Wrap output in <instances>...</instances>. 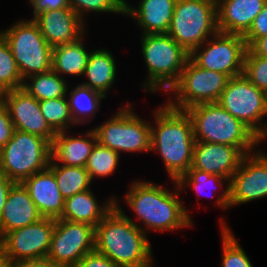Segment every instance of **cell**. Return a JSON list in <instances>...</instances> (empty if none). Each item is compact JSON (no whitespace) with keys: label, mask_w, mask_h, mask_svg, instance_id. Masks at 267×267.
I'll return each instance as SVG.
<instances>
[{"label":"cell","mask_w":267,"mask_h":267,"mask_svg":"<svg viewBox=\"0 0 267 267\" xmlns=\"http://www.w3.org/2000/svg\"><path fill=\"white\" fill-rule=\"evenodd\" d=\"M172 190L151 181L133 180L128 191L124 194V204L128 206L141 226L126 215L121 208L120 199L115 197V206L132 220L146 235L148 231L168 232L194 226L188 208L182 203L183 196L176 181H173ZM119 200V201H118ZM143 225V226H142ZM148 230V231H147Z\"/></svg>","instance_id":"cell-1"},{"label":"cell","mask_w":267,"mask_h":267,"mask_svg":"<svg viewBox=\"0 0 267 267\" xmlns=\"http://www.w3.org/2000/svg\"><path fill=\"white\" fill-rule=\"evenodd\" d=\"M153 112L151 152L160 155L170 181H177L192 164L195 144L192 120L185 110L172 108L166 102Z\"/></svg>","instance_id":"cell-2"},{"label":"cell","mask_w":267,"mask_h":267,"mask_svg":"<svg viewBox=\"0 0 267 267\" xmlns=\"http://www.w3.org/2000/svg\"><path fill=\"white\" fill-rule=\"evenodd\" d=\"M149 237L116 206L95 227V251L120 267L154 265Z\"/></svg>","instance_id":"cell-3"},{"label":"cell","mask_w":267,"mask_h":267,"mask_svg":"<svg viewBox=\"0 0 267 267\" xmlns=\"http://www.w3.org/2000/svg\"><path fill=\"white\" fill-rule=\"evenodd\" d=\"M193 123L195 142L237 147L244 155L257 150L262 140L242 121L216 103H202L185 110Z\"/></svg>","instance_id":"cell-4"},{"label":"cell","mask_w":267,"mask_h":267,"mask_svg":"<svg viewBox=\"0 0 267 267\" xmlns=\"http://www.w3.org/2000/svg\"><path fill=\"white\" fill-rule=\"evenodd\" d=\"M140 43L148 74L141 87L149 94L160 90L167 93L179 79L190 54L168 34H144Z\"/></svg>","instance_id":"cell-5"},{"label":"cell","mask_w":267,"mask_h":267,"mask_svg":"<svg viewBox=\"0 0 267 267\" xmlns=\"http://www.w3.org/2000/svg\"><path fill=\"white\" fill-rule=\"evenodd\" d=\"M121 105L109 119L92 127L97 142L120 155L151 152V123L134 111L132 102Z\"/></svg>","instance_id":"cell-6"},{"label":"cell","mask_w":267,"mask_h":267,"mask_svg":"<svg viewBox=\"0 0 267 267\" xmlns=\"http://www.w3.org/2000/svg\"><path fill=\"white\" fill-rule=\"evenodd\" d=\"M52 143L45 138L14 130L10 141L0 149V174L15 183L49 167Z\"/></svg>","instance_id":"cell-7"},{"label":"cell","mask_w":267,"mask_h":267,"mask_svg":"<svg viewBox=\"0 0 267 267\" xmlns=\"http://www.w3.org/2000/svg\"><path fill=\"white\" fill-rule=\"evenodd\" d=\"M218 32L217 2L177 0L167 32L189 54Z\"/></svg>","instance_id":"cell-8"},{"label":"cell","mask_w":267,"mask_h":267,"mask_svg":"<svg viewBox=\"0 0 267 267\" xmlns=\"http://www.w3.org/2000/svg\"><path fill=\"white\" fill-rule=\"evenodd\" d=\"M0 33L11 49L23 80L52 70L53 48L32 18H21L3 31L0 30Z\"/></svg>","instance_id":"cell-9"},{"label":"cell","mask_w":267,"mask_h":267,"mask_svg":"<svg viewBox=\"0 0 267 267\" xmlns=\"http://www.w3.org/2000/svg\"><path fill=\"white\" fill-rule=\"evenodd\" d=\"M217 103L248 126L262 141L267 138V93L258 89L243 74L228 80Z\"/></svg>","instance_id":"cell-10"},{"label":"cell","mask_w":267,"mask_h":267,"mask_svg":"<svg viewBox=\"0 0 267 267\" xmlns=\"http://www.w3.org/2000/svg\"><path fill=\"white\" fill-rule=\"evenodd\" d=\"M230 78L220 72L197 66L190 58L179 79L166 93L172 108L186 110L202 103H216Z\"/></svg>","instance_id":"cell-11"},{"label":"cell","mask_w":267,"mask_h":267,"mask_svg":"<svg viewBox=\"0 0 267 267\" xmlns=\"http://www.w3.org/2000/svg\"><path fill=\"white\" fill-rule=\"evenodd\" d=\"M248 47L241 35L217 32L190 53L200 68L217 71L229 78L243 74Z\"/></svg>","instance_id":"cell-12"},{"label":"cell","mask_w":267,"mask_h":267,"mask_svg":"<svg viewBox=\"0 0 267 267\" xmlns=\"http://www.w3.org/2000/svg\"><path fill=\"white\" fill-rule=\"evenodd\" d=\"M95 251V227L63 219L55 220L47 257L63 267H75L80 259Z\"/></svg>","instance_id":"cell-13"},{"label":"cell","mask_w":267,"mask_h":267,"mask_svg":"<svg viewBox=\"0 0 267 267\" xmlns=\"http://www.w3.org/2000/svg\"><path fill=\"white\" fill-rule=\"evenodd\" d=\"M54 228L55 219L41 218L33 224L6 233L0 242L9 264L47 257Z\"/></svg>","instance_id":"cell-14"},{"label":"cell","mask_w":267,"mask_h":267,"mask_svg":"<svg viewBox=\"0 0 267 267\" xmlns=\"http://www.w3.org/2000/svg\"><path fill=\"white\" fill-rule=\"evenodd\" d=\"M267 197V152L245 154L230 179L229 209Z\"/></svg>","instance_id":"cell-15"},{"label":"cell","mask_w":267,"mask_h":267,"mask_svg":"<svg viewBox=\"0 0 267 267\" xmlns=\"http://www.w3.org/2000/svg\"><path fill=\"white\" fill-rule=\"evenodd\" d=\"M16 130L37 135L53 142L56 133L41 113L39 101L25 89L17 88L0 94Z\"/></svg>","instance_id":"cell-16"},{"label":"cell","mask_w":267,"mask_h":267,"mask_svg":"<svg viewBox=\"0 0 267 267\" xmlns=\"http://www.w3.org/2000/svg\"><path fill=\"white\" fill-rule=\"evenodd\" d=\"M32 20L52 48L74 42L89 31L87 24L71 7L38 11L32 16Z\"/></svg>","instance_id":"cell-17"},{"label":"cell","mask_w":267,"mask_h":267,"mask_svg":"<svg viewBox=\"0 0 267 267\" xmlns=\"http://www.w3.org/2000/svg\"><path fill=\"white\" fill-rule=\"evenodd\" d=\"M244 154L235 146L195 142L191 168L231 179Z\"/></svg>","instance_id":"cell-18"},{"label":"cell","mask_w":267,"mask_h":267,"mask_svg":"<svg viewBox=\"0 0 267 267\" xmlns=\"http://www.w3.org/2000/svg\"><path fill=\"white\" fill-rule=\"evenodd\" d=\"M177 0H138V5L128 4L125 17L133 18L141 35L167 34ZM136 6V7H135ZM138 6V7H137Z\"/></svg>","instance_id":"cell-19"},{"label":"cell","mask_w":267,"mask_h":267,"mask_svg":"<svg viewBox=\"0 0 267 267\" xmlns=\"http://www.w3.org/2000/svg\"><path fill=\"white\" fill-rule=\"evenodd\" d=\"M22 184L43 218L56 220L61 217L65 199L59 190L54 173L49 168L26 178Z\"/></svg>","instance_id":"cell-20"},{"label":"cell","mask_w":267,"mask_h":267,"mask_svg":"<svg viewBox=\"0 0 267 267\" xmlns=\"http://www.w3.org/2000/svg\"><path fill=\"white\" fill-rule=\"evenodd\" d=\"M267 0H219L217 27L222 33L244 36Z\"/></svg>","instance_id":"cell-21"},{"label":"cell","mask_w":267,"mask_h":267,"mask_svg":"<svg viewBox=\"0 0 267 267\" xmlns=\"http://www.w3.org/2000/svg\"><path fill=\"white\" fill-rule=\"evenodd\" d=\"M39 213L22 183H15L8 193L0 218V239L8 232L39 221Z\"/></svg>","instance_id":"cell-22"},{"label":"cell","mask_w":267,"mask_h":267,"mask_svg":"<svg viewBox=\"0 0 267 267\" xmlns=\"http://www.w3.org/2000/svg\"><path fill=\"white\" fill-rule=\"evenodd\" d=\"M80 134V135H79ZM71 134V130L56 133L52 142V159L65 166L85 167L92 149L97 143L93 128L86 132Z\"/></svg>","instance_id":"cell-23"},{"label":"cell","mask_w":267,"mask_h":267,"mask_svg":"<svg viewBox=\"0 0 267 267\" xmlns=\"http://www.w3.org/2000/svg\"><path fill=\"white\" fill-rule=\"evenodd\" d=\"M115 197H108L104 202L96 199L93 190L88 189L65 199L64 209L59 219L86 223L96 227L98 223L115 207Z\"/></svg>","instance_id":"cell-24"},{"label":"cell","mask_w":267,"mask_h":267,"mask_svg":"<svg viewBox=\"0 0 267 267\" xmlns=\"http://www.w3.org/2000/svg\"><path fill=\"white\" fill-rule=\"evenodd\" d=\"M108 48L93 49L90 53L87 66L82 77L85 82L80 84L102 93L107 98V93L114 86L117 64L114 54Z\"/></svg>","instance_id":"cell-25"},{"label":"cell","mask_w":267,"mask_h":267,"mask_svg":"<svg viewBox=\"0 0 267 267\" xmlns=\"http://www.w3.org/2000/svg\"><path fill=\"white\" fill-rule=\"evenodd\" d=\"M178 187L181 192L183 190L187 191L186 189L191 187L192 191H195L198 195H202V192L212 189V192H209L211 194V198H215V207H219L220 210L222 211L229 209V200H230V179L228 178H223L222 176L219 175H212L208 172L200 171L197 169L189 168V170L182 175L177 181ZM226 185V186H225ZM187 187V188H186ZM223 187V188H221ZM223 190L219 196L218 194L216 195V192L218 190ZM208 194V193H207ZM206 198L208 195H205Z\"/></svg>","instance_id":"cell-26"},{"label":"cell","mask_w":267,"mask_h":267,"mask_svg":"<svg viewBox=\"0 0 267 267\" xmlns=\"http://www.w3.org/2000/svg\"><path fill=\"white\" fill-rule=\"evenodd\" d=\"M86 34L88 32L74 42L53 47L52 70L63 79L65 75L68 78L83 76L91 53V50L85 47Z\"/></svg>","instance_id":"cell-27"},{"label":"cell","mask_w":267,"mask_h":267,"mask_svg":"<svg viewBox=\"0 0 267 267\" xmlns=\"http://www.w3.org/2000/svg\"><path fill=\"white\" fill-rule=\"evenodd\" d=\"M69 89L68 87L67 99L74 123L77 126L89 124L93 118L95 119L101 108V101L106 97L102 93L79 83L71 90Z\"/></svg>","instance_id":"cell-28"},{"label":"cell","mask_w":267,"mask_h":267,"mask_svg":"<svg viewBox=\"0 0 267 267\" xmlns=\"http://www.w3.org/2000/svg\"><path fill=\"white\" fill-rule=\"evenodd\" d=\"M69 82L50 70L24 79L22 88L38 101L67 96Z\"/></svg>","instance_id":"cell-29"},{"label":"cell","mask_w":267,"mask_h":267,"mask_svg":"<svg viewBox=\"0 0 267 267\" xmlns=\"http://www.w3.org/2000/svg\"><path fill=\"white\" fill-rule=\"evenodd\" d=\"M48 168L54 173L57 185L64 199L91 189L90 185L93 181L85 167L65 166L56 163L51 158Z\"/></svg>","instance_id":"cell-30"},{"label":"cell","mask_w":267,"mask_h":267,"mask_svg":"<svg viewBox=\"0 0 267 267\" xmlns=\"http://www.w3.org/2000/svg\"><path fill=\"white\" fill-rule=\"evenodd\" d=\"M39 106L47 124L55 133L72 130L77 126L71 116L67 96L39 101Z\"/></svg>","instance_id":"cell-31"},{"label":"cell","mask_w":267,"mask_h":267,"mask_svg":"<svg viewBox=\"0 0 267 267\" xmlns=\"http://www.w3.org/2000/svg\"><path fill=\"white\" fill-rule=\"evenodd\" d=\"M120 158L119 153L97 142L88 157L85 169L92 181L96 178L111 176L118 169Z\"/></svg>","instance_id":"cell-32"},{"label":"cell","mask_w":267,"mask_h":267,"mask_svg":"<svg viewBox=\"0 0 267 267\" xmlns=\"http://www.w3.org/2000/svg\"><path fill=\"white\" fill-rule=\"evenodd\" d=\"M224 217L220 221L222 267H254L244 248L234 236Z\"/></svg>","instance_id":"cell-33"},{"label":"cell","mask_w":267,"mask_h":267,"mask_svg":"<svg viewBox=\"0 0 267 267\" xmlns=\"http://www.w3.org/2000/svg\"><path fill=\"white\" fill-rule=\"evenodd\" d=\"M23 81L11 49L0 33V94L21 88Z\"/></svg>","instance_id":"cell-34"},{"label":"cell","mask_w":267,"mask_h":267,"mask_svg":"<svg viewBox=\"0 0 267 267\" xmlns=\"http://www.w3.org/2000/svg\"><path fill=\"white\" fill-rule=\"evenodd\" d=\"M72 10L86 24V15L89 13H114L125 17V7L118 0H69Z\"/></svg>","instance_id":"cell-35"},{"label":"cell","mask_w":267,"mask_h":267,"mask_svg":"<svg viewBox=\"0 0 267 267\" xmlns=\"http://www.w3.org/2000/svg\"><path fill=\"white\" fill-rule=\"evenodd\" d=\"M243 75L258 89L267 93V58L255 55L248 48L245 54Z\"/></svg>","instance_id":"cell-36"},{"label":"cell","mask_w":267,"mask_h":267,"mask_svg":"<svg viewBox=\"0 0 267 267\" xmlns=\"http://www.w3.org/2000/svg\"><path fill=\"white\" fill-rule=\"evenodd\" d=\"M267 36V1L263 10L256 16L250 29L243 36L247 47H249L257 38Z\"/></svg>","instance_id":"cell-37"},{"label":"cell","mask_w":267,"mask_h":267,"mask_svg":"<svg viewBox=\"0 0 267 267\" xmlns=\"http://www.w3.org/2000/svg\"><path fill=\"white\" fill-rule=\"evenodd\" d=\"M14 130L7 107L0 98V149L10 141Z\"/></svg>","instance_id":"cell-38"},{"label":"cell","mask_w":267,"mask_h":267,"mask_svg":"<svg viewBox=\"0 0 267 267\" xmlns=\"http://www.w3.org/2000/svg\"><path fill=\"white\" fill-rule=\"evenodd\" d=\"M75 267H120L96 251L84 255Z\"/></svg>","instance_id":"cell-39"},{"label":"cell","mask_w":267,"mask_h":267,"mask_svg":"<svg viewBox=\"0 0 267 267\" xmlns=\"http://www.w3.org/2000/svg\"><path fill=\"white\" fill-rule=\"evenodd\" d=\"M28 5L32 7V16L42 10H55L70 7L69 0H27Z\"/></svg>","instance_id":"cell-40"},{"label":"cell","mask_w":267,"mask_h":267,"mask_svg":"<svg viewBox=\"0 0 267 267\" xmlns=\"http://www.w3.org/2000/svg\"><path fill=\"white\" fill-rule=\"evenodd\" d=\"M10 267H63L55 264L48 257L32 260L19 261L14 264H10Z\"/></svg>","instance_id":"cell-41"},{"label":"cell","mask_w":267,"mask_h":267,"mask_svg":"<svg viewBox=\"0 0 267 267\" xmlns=\"http://www.w3.org/2000/svg\"><path fill=\"white\" fill-rule=\"evenodd\" d=\"M15 184L14 181L8 179L6 176L0 174V218L3 207L7 201L8 193L11 187Z\"/></svg>","instance_id":"cell-42"},{"label":"cell","mask_w":267,"mask_h":267,"mask_svg":"<svg viewBox=\"0 0 267 267\" xmlns=\"http://www.w3.org/2000/svg\"><path fill=\"white\" fill-rule=\"evenodd\" d=\"M248 48L255 55L267 58V36L257 38Z\"/></svg>","instance_id":"cell-43"},{"label":"cell","mask_w":267,"mask_h":267,"mask_svg":"<svg viewBox=\"0 0 267 267\" xmlns=\"http://www.w3.org/2000/svg\"><path fill=\"white\" fill-rule=\"evenodd\" d=\"M0 267H10L3 245L0 242Z\"/></svg>","instance_id":"cell-44"},{"label":"cell","mask_w":267,"mask_h":267,"mask_svg":"<svg viewBox=\"0 0 267 267\" xmlns=\"http://www.w3.org/2000/svg\"><path fill=\"white\" fill-rule=\"evenodd\" d=\"M124 7H126L130 2L128 0H118Z\"/></svg>","instance_id":"cell-45"}]
</instances>
